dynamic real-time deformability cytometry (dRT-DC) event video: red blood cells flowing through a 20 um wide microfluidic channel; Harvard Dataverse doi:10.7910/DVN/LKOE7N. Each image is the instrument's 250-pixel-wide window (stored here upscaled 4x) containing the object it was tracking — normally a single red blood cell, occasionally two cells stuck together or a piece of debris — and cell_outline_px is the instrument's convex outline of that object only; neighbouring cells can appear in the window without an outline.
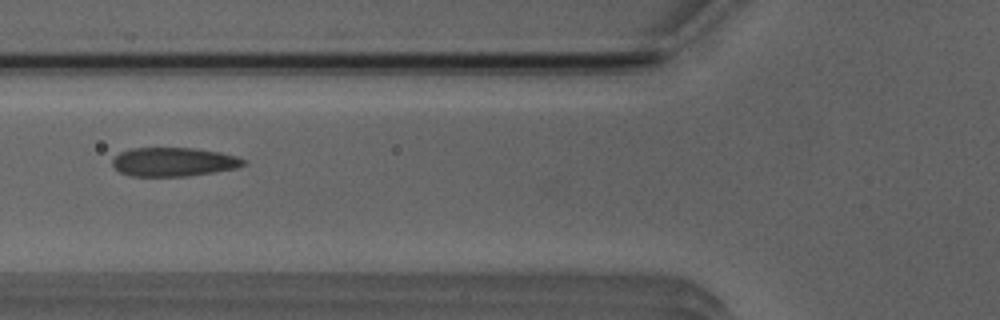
{"species": "Egyptian fruit bat (a non-hibernating species)", "species_latin": "Rousettus aegyptiacus", "temperature_condition": "room temperature", "stored_images_in_passage": 23, "camera_frame_rate_fps": 3000, "um_per_image_px": 0.085, "animal": {"sex": "male"}, "frame": {"image": 1, "passage_image": 5, "time_ms": 1.333, "image_size_px": [1000, 320], "cell_outline_px": [[248, 164], [236, 168], [188, 176], [132, 176], [120, 172], [112, 164], [112, 160], [120, 152], [132, 148], [196, 148], [220, 152], [236, 156], [248, 160]], "centroid_in_image_um": [14.8, 13.76], "position_along_channel_um": 111.0, "area_um2": 22.08}}
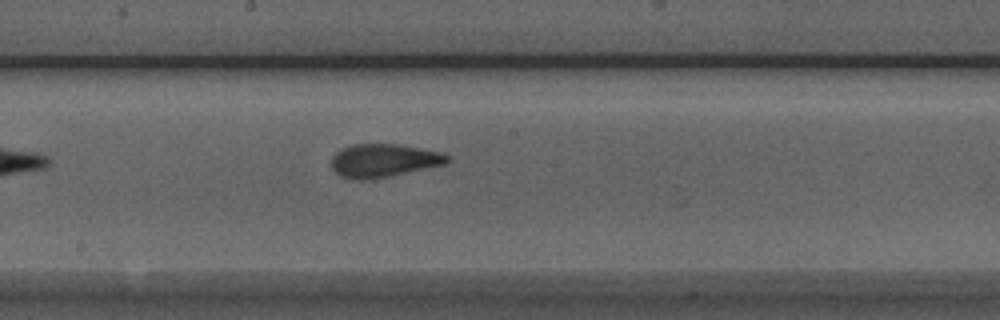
{"frame": {"image": 2, "passage_image": 13, "time_ms": 4.0, "image_size_px": [1000, 320], "cell_outline_px": [[452, 160], [444, 164], [388, 176], [364, 180], [352, 180], [340, 176], [332, 168], [332, 156], [336, 152], [352, 144], [396, 144], [440, 152], [452, 156]], "centroid_in_image_um": [32.6, 13.64], "position_along_channel_um": 215.6, "area_um2": 22.25}}
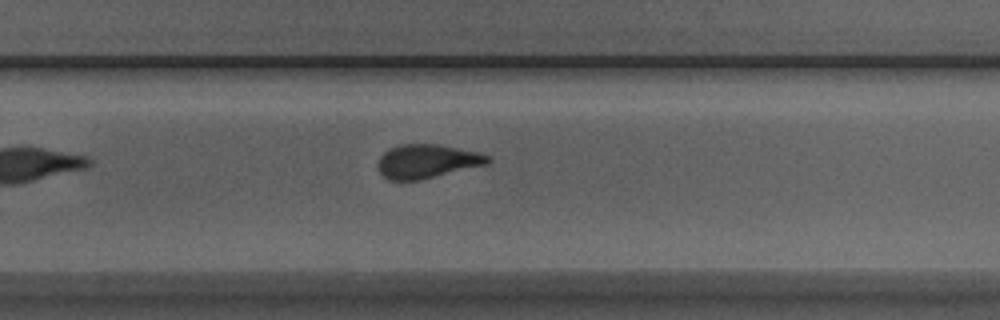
{"frame": {"image": 3, "passage_image": 19, "time_ms": 6.0, "image_size_px": [1000, 320], "cell_outline_px": [[492, 160], [488, 164], [420, 180], [388, 180], [380, 172], [380, 156], [388, 148], [400, 144], [436, 144], [476, 152], [488, 156]], "centroid_in_image_um": [36.3, 13.71], "position_along_channel_um": 293.5, "area_um2": 21.39}}